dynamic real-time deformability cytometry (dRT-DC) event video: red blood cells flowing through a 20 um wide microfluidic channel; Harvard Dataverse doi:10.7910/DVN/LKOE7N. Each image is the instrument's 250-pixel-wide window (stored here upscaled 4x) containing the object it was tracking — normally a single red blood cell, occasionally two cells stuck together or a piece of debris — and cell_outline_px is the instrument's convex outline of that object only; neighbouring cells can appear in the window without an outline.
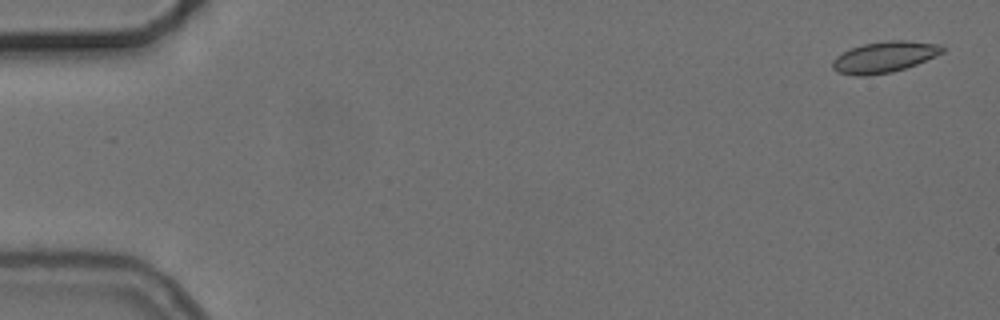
{"species": "common noctule bat (a hibernating species)", "species_latin": "Nyctalus noctula", "temperature_condition": "cold", "stored_images_in_passage": 54, "camera_frame_rate_fps": 3000, "um_per_image_px": 0.085, "animal": {"sex": "female", "body_mass_g": 24.6, "forearm_length_mm": 56.2}, "frame": {"image": 1, "passage_image": 1, "time_ms": 0.0, "image_size_px": [1000, 320], "cell_outline_px": [[948, 48], [944, 52], [936, 56], [916, 64], [892, 72], [868, 76], [856, 76], [840, 72], [832, 68], [832, 60], [836, 56], [852, 48], [864, 44], [888, 40], [904, 40], [940, 44]], "centroid_in_image_um": [75.21, 4.84], "position_along_channel_um": 9.8, "area_um2": 19.88}}
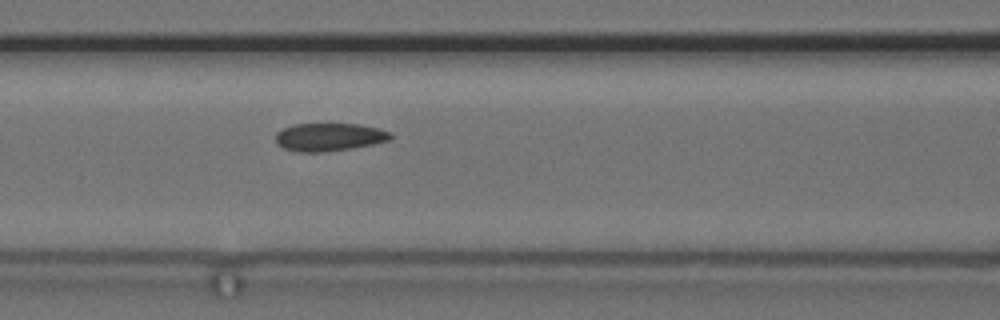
{"frame": {"image": 2, "passage_image": 23, "time_ms": 7.333, "image_size_px": [1000, 320], "cell_outline_px": [[392, 136], [388, 140], [372, 144], [352, 148], [324, 152], [296, 152], [284, 148], [276, 144], [276, 132], [292, 124], [360, 124], [392, 132]], "centroid_in_image_um": [27.95, 11.65], "position_along_channel_um": 138.7, "area_um2": 18.73}}
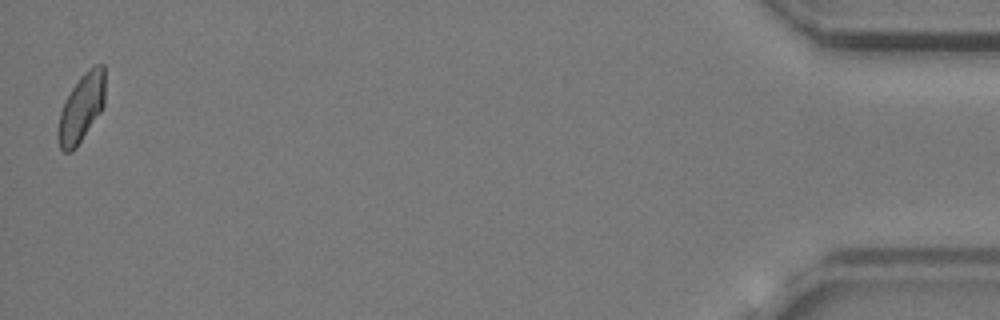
{"frame": {"image": 3, "passage_image": 54, "time_ms": 17.667, "image_size_px": [1000, 320], "cell_outline_px": [[104, 104], [100, 112], [76, 148], [72, 152], [64, 152], [60, 148], [56, 136], [56, 132], [60, 112], [72, 88], [80, 76], [88, 68], [96, 64], [104, 64]], "centroid_in_image_um": [6.9, 9.19], "position_along_channel_um": 428.3, "area_um2": 18.61}, "authors_computed_cell_mechanics": {"area_um2": 19.1318, "velocity_mm_per_s": 3.699, "shape_relaxation_time_tau1_ms": null, "shape_relaxation_time_tau2_ms": 1.5619, "deformation_change_tau1": null, "deformation_change_tau2": 0.058}}